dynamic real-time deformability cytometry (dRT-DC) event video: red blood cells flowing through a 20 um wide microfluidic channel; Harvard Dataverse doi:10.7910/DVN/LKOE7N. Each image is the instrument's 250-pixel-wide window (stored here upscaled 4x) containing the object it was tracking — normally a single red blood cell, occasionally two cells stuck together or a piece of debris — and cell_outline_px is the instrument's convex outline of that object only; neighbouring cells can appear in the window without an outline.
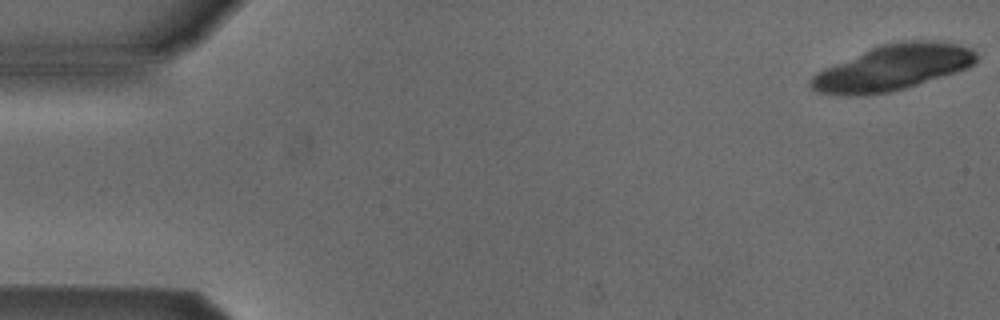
{"species": "Egyptian fruit bat (a non-hibernating species)", "species_latin": "Rousettus aegyptiacus", "temperature_condition": "cold", "stored_images_in_passage": 15, "camera_frame_rate_fps": 3000, "um_per_image_px": 0.085, "animal": {"sex": "male"}, "frame": {"image": 1, "passage_image": 1, "time_ms": 0.0, "image_size_px": [1000, 320], "cell_outline_px": [[980, 56], [968, 68], [956, 72], [904, 88], [888, 92], [860, 96], [844, 96], [816, 92], [808, 84], [808, 80], [816, 72], [824, 68], [872, 48], [884, 44], [900, 40], [940, 40], [960, 44], [972, 48]], "centroid_in_image_um": [75.89, 5.74], "position_along_channel_um": 9.1, "area_um2": 44.1}}